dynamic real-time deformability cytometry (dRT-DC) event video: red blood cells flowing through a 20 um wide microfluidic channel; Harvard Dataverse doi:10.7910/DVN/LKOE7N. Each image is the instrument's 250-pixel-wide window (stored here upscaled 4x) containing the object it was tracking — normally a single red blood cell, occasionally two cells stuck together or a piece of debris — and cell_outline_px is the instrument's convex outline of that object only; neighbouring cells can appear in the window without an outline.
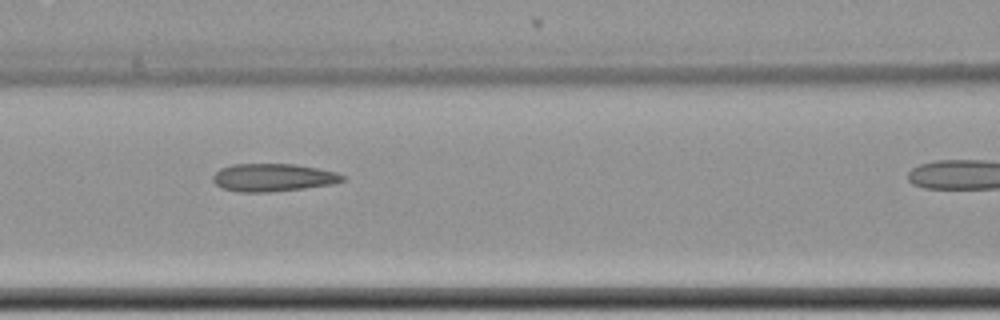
{"species": "common noctule bat (a hibernating species)", "species_latin": "Nyctalus noctula", "temperature_condition": "cold", "stored_images_in_passage": 26, "camera_frame_rate_fps": 3000, "um_per_image_px": 0.085, "animal": {"sex": "female", "body_mass_g": 22.7, "forearm_length_mm": 54.2}, "frame": {"image": 1, "passage_image": 22, "time_ms": 7.0, "image_size_px": [1000, 320], "cell_outline_px": [[344, 180], [332, 184], [304, 188], [268, 192], [240, 192], [220, 188], [212, 180], [212, 176], [220, 168], [232, 164], [296, 164], [336, 172], [344, 176]], "centroid_in_image_um": [23.16, 15.09], "position_along_channel_um": 143.4, "area_um2": 20.98}}